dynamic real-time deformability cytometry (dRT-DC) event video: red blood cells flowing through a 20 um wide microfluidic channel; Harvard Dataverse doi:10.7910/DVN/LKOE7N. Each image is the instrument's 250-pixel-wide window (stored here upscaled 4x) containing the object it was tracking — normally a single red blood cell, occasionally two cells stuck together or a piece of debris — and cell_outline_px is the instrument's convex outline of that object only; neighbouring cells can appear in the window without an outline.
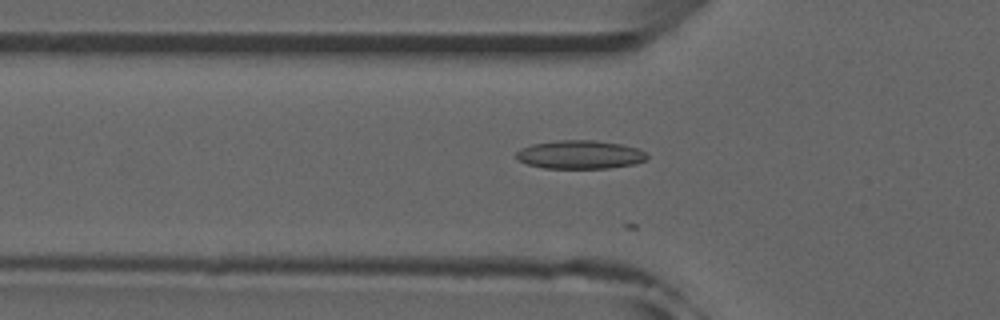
{"species": "common noctule bat (a hibernating species)", "species_latin": "Nyctalus noctula", "temperature_condition": "room temperature", "stored_images_in_passage": 11, "camera_frame_rate_fps": 3000, "um_per_image_px": 0.085, "animal": {"sex": "male", "forearm_length_mm": 52.5}, "frame": {"image": 1, "passage_image": 5, "time_ms": 1.333, "image_size_px": [1000, 320], "cell_outline_px": [[648, 156], [644, 160], [636, 164], [608, 168], [544, 168], [528, 164], [516, 160], [516, 152], [520, 148], [532, 144], [560, 140], [596, 140], [620, 144], [640, 148], [648, 152]], "centroid_in_image_um": [49.32, 13.14], "position_along_channel_um": 76.5, "area_um2": 21.91}}
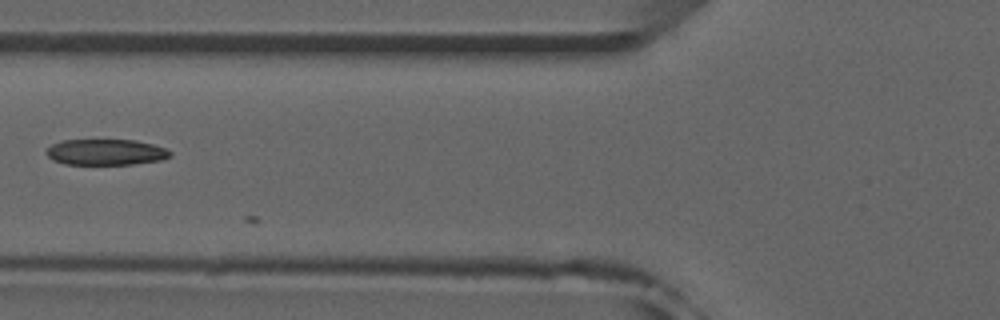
{"frame": {"image": 2, "passage_image": 8, "time_ms": 2.333, "image_size_px": [1000, 320], "cell_outline_px": [[172, 156], [164, 160], [132, 164], [64, 164], [52, 160], [44, 152], [52, 144], [64, 140], [136, 140], [168, 148], [172, 152]], "centroid_in_image_um": [9.04, 12.93], "position_along_channel_um": 116.8, "area_um2": 18.9}}